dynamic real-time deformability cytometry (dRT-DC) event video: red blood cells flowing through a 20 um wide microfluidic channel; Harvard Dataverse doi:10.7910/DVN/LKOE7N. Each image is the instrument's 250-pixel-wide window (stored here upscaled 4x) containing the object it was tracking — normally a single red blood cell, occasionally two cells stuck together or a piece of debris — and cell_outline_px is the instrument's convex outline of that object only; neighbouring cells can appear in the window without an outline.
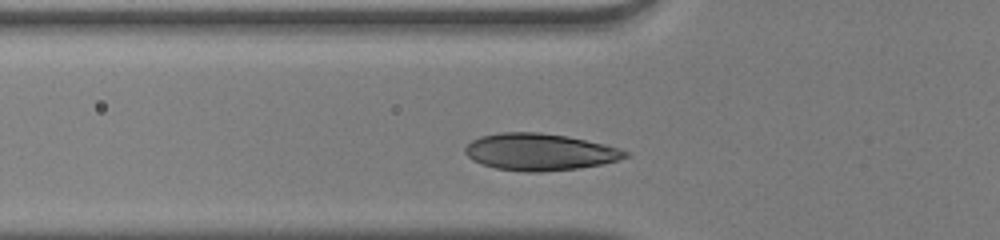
{"species": "human", "species_latin": "Homo sapiens", "temperature_condition": "warm", "stored_images_in_passage": 29, "camera_frame_rate_fps": 3000, "um_per_image_px": 0.085, "donor": {"sex": "male"}, "frame": {"image": 1, "passage_image": 6, "time_ms": 1.667, "image_size_px": [1000, 240], "cell_outline_px": [[628, 156], [616, 160], [600, 164], [580, 168], [540, 172], [524, 172], [496, 168], [472, 160], [464, 152], [464, 148], [472, 140], [480, 136], [500, 132], [540, 132], [568, 136], [604, 144], [628, 152]], "centroid_in_image_um": [45.83, 12.91], "position_along_channel_um": 80.0, "area_um2": 34.28}}
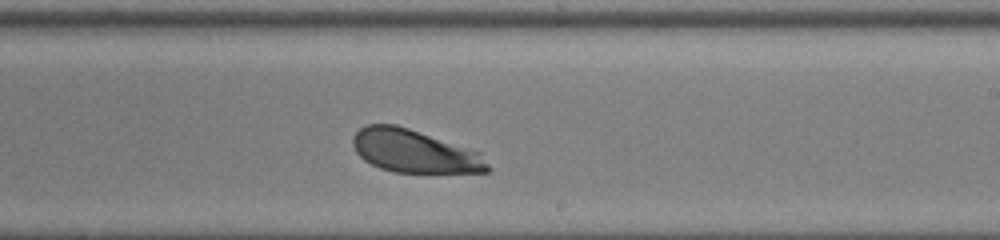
{"frame": {"image": 2, "passage_image": 19, "time_ms": 6.0, "image_size_px": [1000, 240], "cell_outline_px": [[492, 168], [488, 172], [396, 172], [380, 168], [364, 160], [356, 152], [352, 144], [352, 140], [356, 132], [360, 128], [368, 124], [396, 124], [408, 128], [476, 152]], "centroid_in_image_um": [35.14, 12.86], "position_along_channel_um": 253.9, "area_um2": 32.89}}
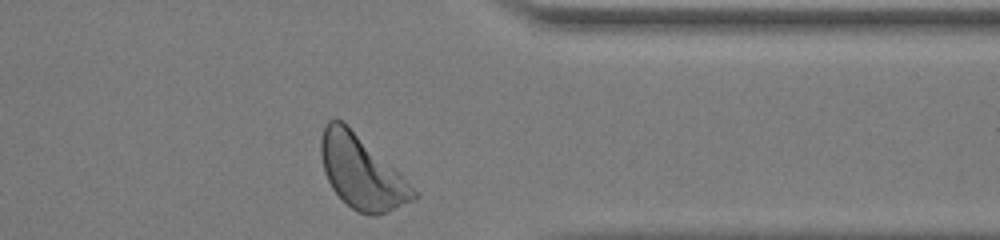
{"frame": {"image": 3, "passage_image": 29, "time_ms": 9.333, "image_size_px": [1000, 240], "cell_outline_px": [[420, 196], [388, 212], [376, 216], [368, 216], [356, 212], [332, 188], [324, 172], [320, 152], [320, 140], [324, 128], [328, 120], [340, 120], [400, 172], [420, 192]], "centroid_in_image_um": [30.77, 14.68], "position_along_channel_um": 380.6, "area_um2": 39.07}, "authors_computed_cell_mechanics": {"area_um2": 33.8708, "velocity_mm_per_s": 4.017, "shape_relaxation_time_tau1_ms": 1.7211, "shape_relaxation_time_tau2_ms": null, "deformation_change_tau1": 0.109, "deformation_change_tau2": null}}